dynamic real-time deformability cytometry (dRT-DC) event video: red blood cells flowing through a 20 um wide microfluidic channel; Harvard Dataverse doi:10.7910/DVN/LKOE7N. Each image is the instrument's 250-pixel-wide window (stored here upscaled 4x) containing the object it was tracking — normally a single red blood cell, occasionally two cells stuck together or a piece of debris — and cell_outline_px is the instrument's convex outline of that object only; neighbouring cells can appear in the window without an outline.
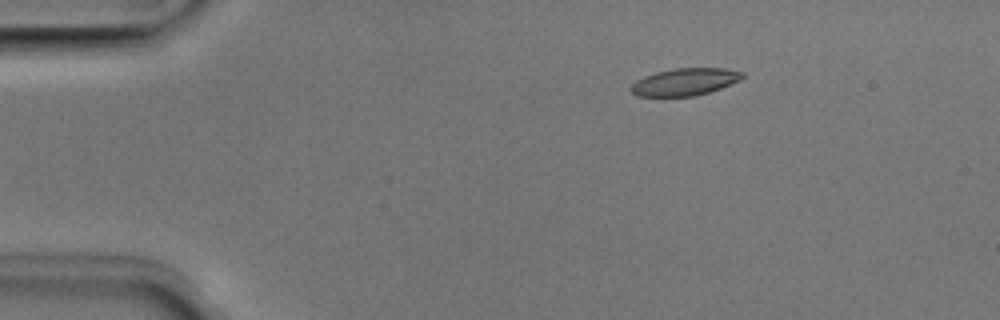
{"species": "Egyptian fruit bat (a non-hibernating species)", "species_latin": "Rousettus aegyptiacus", "temperature_condition": "room temperature", "stored_images_in_passage": 5, "camera_frame_rate_fps": 3000, "um_per_image_px": 0.085, "animal": {"sex": "male"}, "frame": {"image": 1, "passage_image": 3, "time_ms": 0.667, "image_size_px": [1000, 320], "cell_outline_px": [[744, 76], [740, 80], [720, 88], [708, 92], [692, 96], [636, 96], [628, 88], [636, 80], [644, 76], [656, 72], [672, 68], [724, 68], [744, 72]], "centroid_in_image_um": [58.18, 6.95], "position_along_channel_um": 26.8, "area_um2": 17.69}}
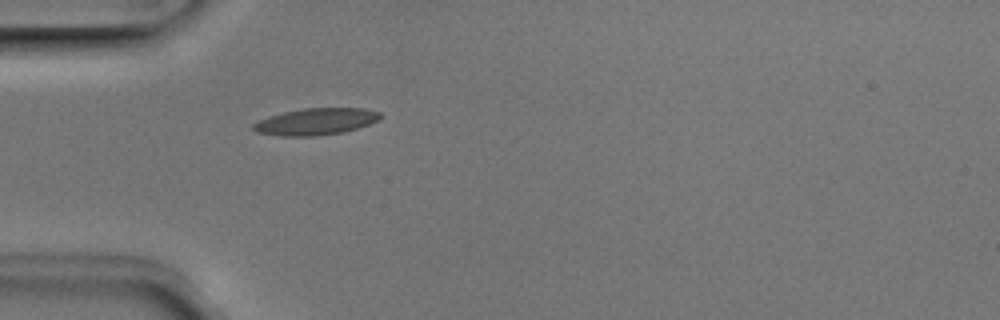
{"frame": {"image": 2, "passage_image": 5, "time_ms": 1.333, "image_size_px": [1000, 320], "cell_outline_px": [[384, 116], [380, 120], [344, 132], [316, 136], [284, 136], [256, 132], [252, 128], [252, 124], [268, 116], [284, 112], [304, 108], [364, 108], [380, 112]], "centroid_in_image_um": [26.87, 10.33], "position_along_channel_um": 58.1, "area_um2": 19.83}}